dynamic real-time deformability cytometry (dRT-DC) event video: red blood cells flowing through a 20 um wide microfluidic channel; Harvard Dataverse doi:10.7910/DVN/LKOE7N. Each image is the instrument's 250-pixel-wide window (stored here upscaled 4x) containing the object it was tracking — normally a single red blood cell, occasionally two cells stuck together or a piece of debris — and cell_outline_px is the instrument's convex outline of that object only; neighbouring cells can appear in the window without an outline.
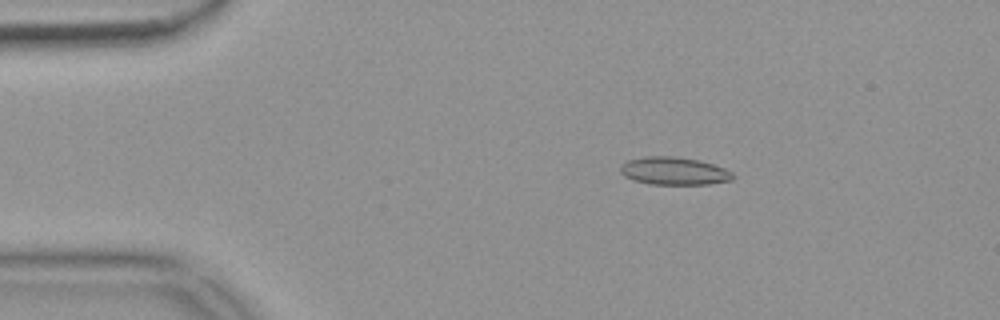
{"species": "common noctule bat (a hibernating species)", "species_latin": "Nyctalus noctula", "temperature_condition": "warm", "stored_images_in_passage": 55, "camera_frame_rate_fps": 3000, "um_per_image_px": 0.085, "animal": {"sex": "female", "body_mass_g": 18.4}, "frame": {"image": 1, "passage_image": 10, "time_ms": 3.0, "image_size_px": [1000, 320], "cell_outline_px": [[736, 176], [732, 180], [708, 184], [648, 184], [632, 180], [624, 176], [620, 172], [620, 164], [628, 160], [644, 156], [676, 156], [700, 160], [724, 168], [732, 172]], "centroid_in_image_um": [57.27, 14.53], "position_along_channel_um": 27.7, "area_um2": 18.44}}
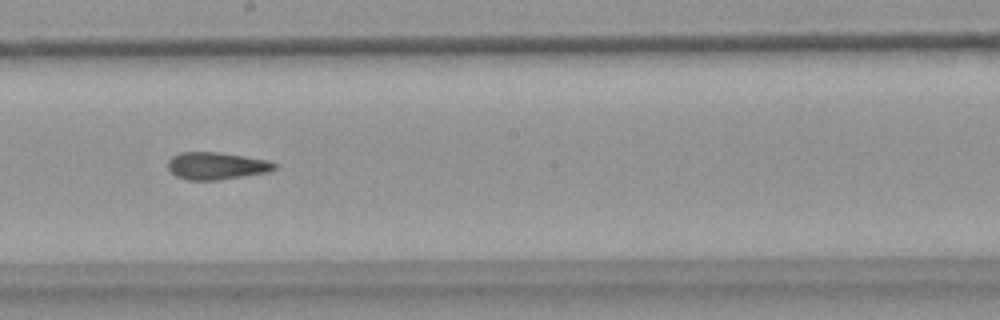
{"frame": {"image": 2, "passage_image": 31, "time_ms": 10.0, "image_size_px": [1000, 320], "cell_outline_px": [[276, 168], [268, 172], [216, 180], [188, 180], [176, 176], [168, 168], [168, 160], [172, 156], [180, 152], [216, 152], [244, 156], [268, 160], [276, 164]], "centroid_in_image_um": [18.38, 14.09], "position_along_channel_um": 229.8, "area_um2": 16.82}}
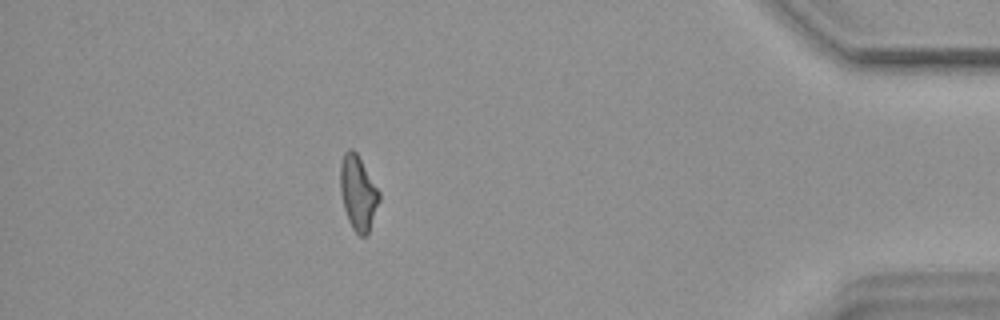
{"frame": {"image": 3, "passage_image": 49, "time_ms": 16.0, "image_size_px": [1000, 320], "cell_outline_px": [[380, 200], [368, 232], [364, 236], [360, 236], [352, 228], [348, 220], [344, 208], [340, 192], [340, 164], [344, 152], [348, 148], [352, 148], [356, 152], [380, 192]], "centroid_in_image_um": [30.42, 16.37], "position_along_channel_um": 404.8, "area_um2": 16.82}, "authors_computed_cell_mechanics": {"area_um2": 17.34, "velocity_mm_per_s": 3.7032, "shape_relaxation_time_tau1_ms": null, "shape_relaxation_time_tau2_ms": 4.0127, "deformation_change_tau1": null, "deformation_change_tau2": 0.1216}}